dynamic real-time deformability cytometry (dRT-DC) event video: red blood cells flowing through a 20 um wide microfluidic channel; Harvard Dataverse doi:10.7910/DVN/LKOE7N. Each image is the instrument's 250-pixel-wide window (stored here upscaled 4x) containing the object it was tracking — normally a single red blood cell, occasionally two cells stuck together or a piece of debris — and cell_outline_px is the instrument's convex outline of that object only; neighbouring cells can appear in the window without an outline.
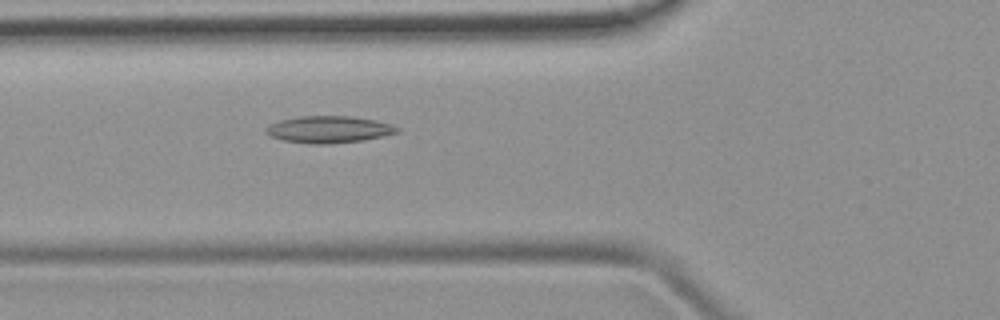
{"species": "common noctule bat (a hibernating species)", "species_latin": "Nyctalus noctula", "temperature_condition": "room temperature", "stored_images_in_passage": 40, "camera_frame_rate_fps": 3000, "um_per_image_px": 0.085, "animal": {"sex": "female", "body_mass_g": 19.9}, "frame": {"image": 1, "passage_image": 8, "time_ms": 2.333, "image_size_px": [1000, 320], "cell_outline_px": [[400, 132], [364, 140], [328, 144], [312, 144], [284, 140], [272, 136], [264, 132], [264, 128], [268, 124], [280, 120], [300, 116], [352, 116], [376, 120], [392, 124], [400, 128]], "centroid_in_image_um": [27.96, 10.99], "position_along_channel_um": 97.8, "area_um2": 20.69}}
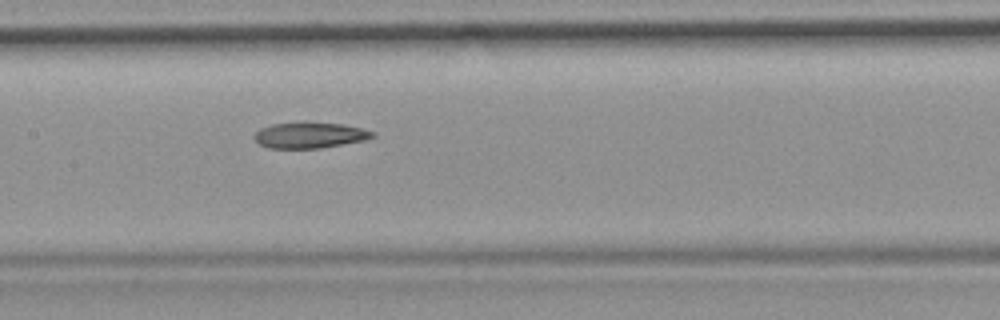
{"frame": {"image": 2, "passage_image": 14, "time_ms": 4.333, "image_size_px": [1000, 320], "cell_outline_px": [[376, 136], [364, 140], [320, 148], [268, 148], [260, 144], [252, 136], [260, 128], [272, 124], [344, 124], [364, 128], [376, 132]], "centroid_in_image_um": [26.36, 11.51], "position_along_channel_um": 181.0, "area_um2": 17.34}}
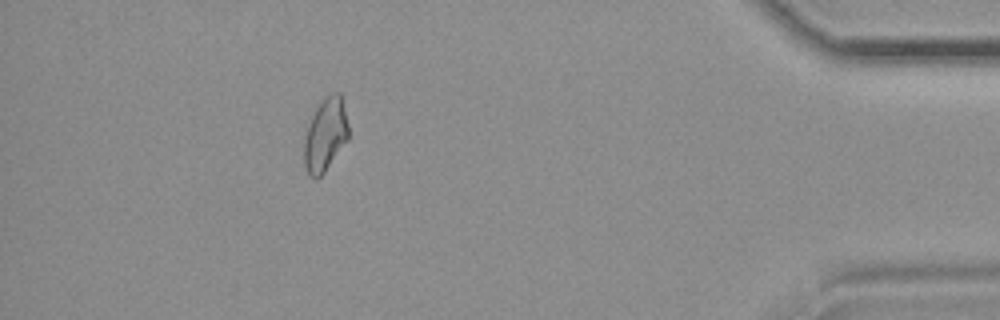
{"frame": {"image": 3, "passage_image": 34, "time_ms": 11.0, "image_size_px": [1000, 320], "cell_outline_px": [[348, 140], [324, 172], [316, 180], [308, 176], [304, 168], [304, 136], [312, 116], [320, 100], [324, 96], [332, 92], [340, 92], [348, 124]], "centroid_in_image_um": [27.64, 11.46], "position_along_channel_um": 407.6, "area_um2": 19.13}}